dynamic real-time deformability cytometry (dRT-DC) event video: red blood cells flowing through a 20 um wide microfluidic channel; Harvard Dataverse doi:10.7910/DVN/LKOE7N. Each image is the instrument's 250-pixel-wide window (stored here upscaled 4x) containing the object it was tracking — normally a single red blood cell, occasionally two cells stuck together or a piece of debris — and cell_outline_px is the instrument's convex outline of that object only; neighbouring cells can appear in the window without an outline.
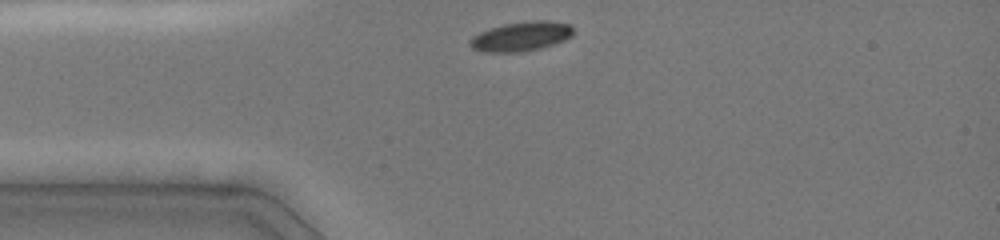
{"species": "common noctule bat (a hibernating species)", "species_latin": "Nyctalus noctula", "temperature_condition": "cold", "stored_images_in_passage": 54, "camera_frame_rate_fps": 3000, "um_per_image_px": 0.085, "animal": {"sex": "female", "body_mass_g": 19.0, "forearm_length_mm": 51.5}, "frame": {"image": 1, "passage_image": 1, "time_ms": 0.0, "image_size_px": [1000, 240], "cell_outline_px": [[572, 36], [564, 40], [540, 48], [520, 52], [484, 52], [472, 48], [468, 44], [468, 40], [472, 36], [480, 32], [504, 24], [532, 20], [548, 20], [568, 24], [572, 28]], "centroid_in_image_um": [44.26, 3.09], "position_along_channel_um": 40.7, "area_um2": 17.63}}
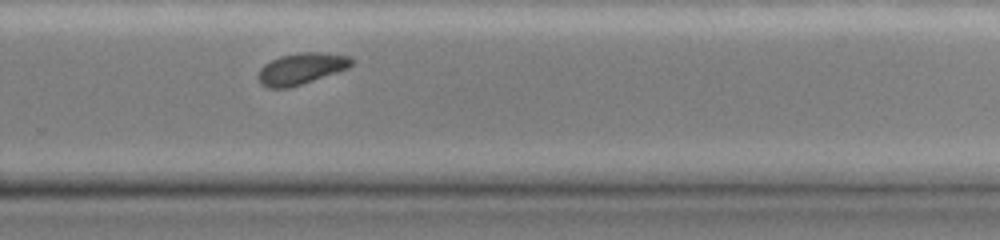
{"frame": {"image": 2, "passage_image": 41, "time_ms": 7.0, "image_size_px": [1000, 240], "cell_outline_px": [[352, 64], [348, 68], [288, 88], [268, 88], [260, 84], [260, 68], [264, 64], [280, 56], [300, 52], [320, 52], [348, 56], [352, 60]], "centroid_in_image_um": [25.59, 5.83], "position_along_channel_um": 304.2, "area_um2": 16.65}}
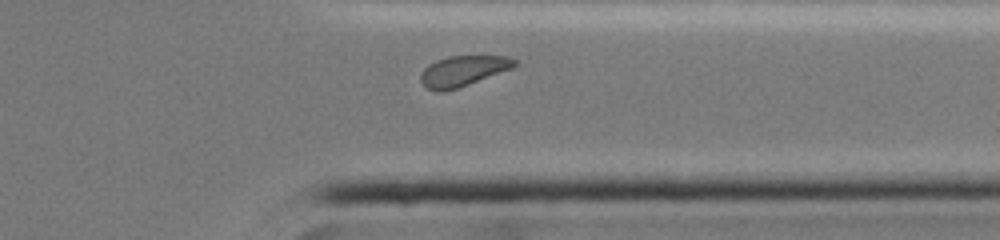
{"frame": {"image": 3, "passage_image": 51, "time_ms": 8.667, "image_size_px": [1000, 240], "cell_outline_px": [[516, 64], [512, 68], [468, 84], [444, 92], [436, 92], [428, 88], [420, 80], [420, 72], [428, 64], [436, 60], [448, 56], [508, 56], [516, 60]], "centroid_in_image_um": [39.31, 6.02], "position_along_channel_um": 372.1, "area_um2": 16.53}, "authors_computed_cell_mechanics": {"area_um2": 17.9469, "velocity_mm_per_s": 3.9941, "shape_relaxation_time_tau1_ms": 2.1051, "shape_relaxation_time_tau2_ms": null, "deformation_change_tau1": 0.0747, "deformation_change_tau2": null}}